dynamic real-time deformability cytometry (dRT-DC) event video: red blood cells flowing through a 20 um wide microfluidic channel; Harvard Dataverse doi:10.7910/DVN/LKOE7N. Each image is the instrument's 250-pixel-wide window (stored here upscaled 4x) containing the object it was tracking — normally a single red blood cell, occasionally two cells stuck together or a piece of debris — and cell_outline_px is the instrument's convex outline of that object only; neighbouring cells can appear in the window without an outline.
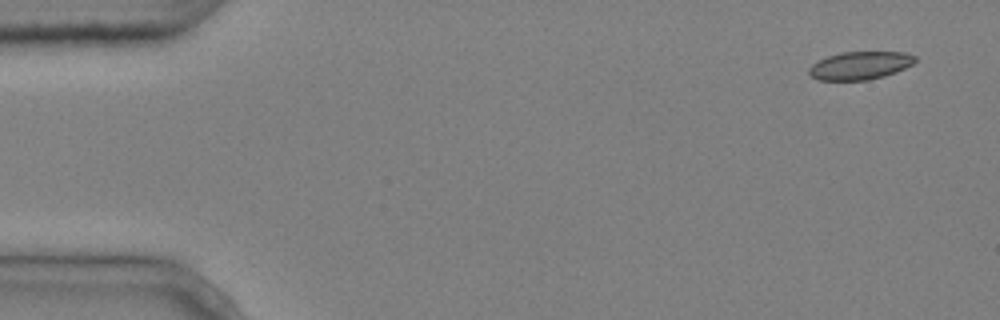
{"species": "common noctule bat (a hibernating species)", "species_latin": "Nyctalus noctula", "temperature_condition": "cold", "stored_images_in_passage": 4, "camera_frame_rate_fps": 3000, "um_per_image_px": 0.085, "animal": {"sex": "male", "body_mass_g": 20.4}, "frame": {"image": 1, "passage_image": 1, "time_ms": 0.0, "image_size_px": [1000, 320], "cell_outline_px": [[916, 60], [912, 64], [896, 72], [884, 76], [868, 80], [816, 80], [808, 72], [808, 68], [812, 64], [828, 56], [840, 52], [904, 52], [916, 56]], "centroid_in_image_um": [73.09, 5.57], "position_along_channel_um": 11.9, "area_um2": 17.28}}